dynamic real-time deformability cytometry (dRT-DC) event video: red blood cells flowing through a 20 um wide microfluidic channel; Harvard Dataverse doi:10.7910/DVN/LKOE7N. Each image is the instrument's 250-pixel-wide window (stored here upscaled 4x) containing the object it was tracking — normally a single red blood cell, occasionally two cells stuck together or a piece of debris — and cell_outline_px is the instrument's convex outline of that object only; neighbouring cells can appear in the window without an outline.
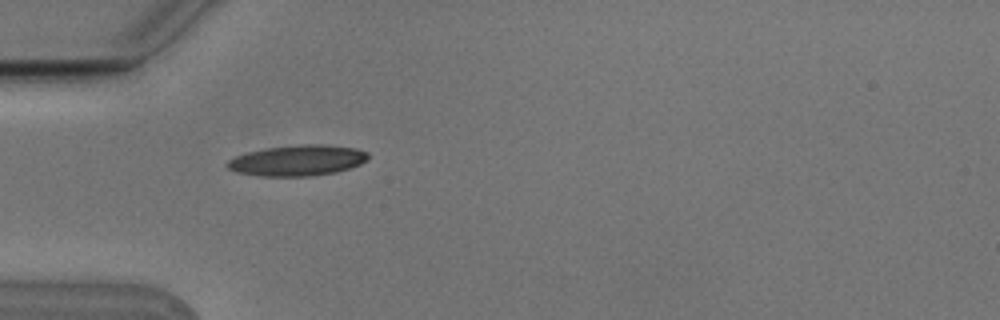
{"species": "Egyptian fruit bat (a non-hibernating species)", "species_latin": "Rousettus aegyptiacus", "temperature_condition": "cold", "stored_images_in_passage": 4, "camera_frame_rate_fps": 3000, "um_per_image_px": 0.085, "animal": {"sex": "male"}, "frame": {"image": 1, "passage_image": 1, "time_ms": 0.0, "image_size_px": [1000, 320], "cell_outline_px": [[368, 160], [360, 164], [336, 172], [312, 176], [264, 176], [236, 172], [228, 168], [224, 164], [228, 160], [236, 156], [248, 152], [264, 148], [300, 144], [324, 144], [356, 148], [368, 152]], "centroid_in_image_um": [25.29, 13.63], "position_along_channel_um": 59.7, "area_um2": 25.32}}
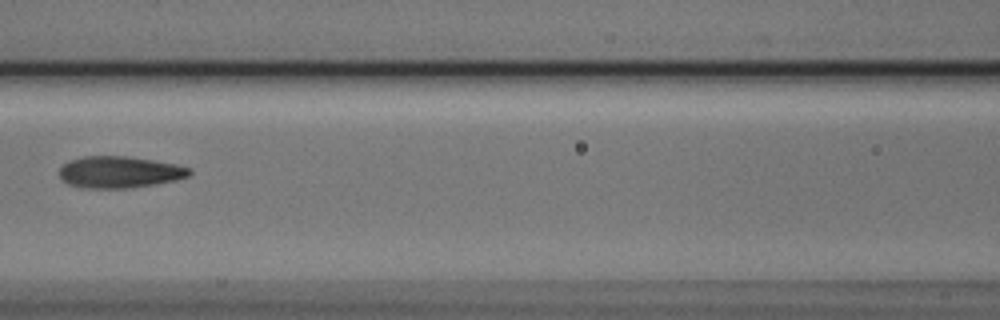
{"frame": {"image": 2, "passage_image": 3, "time_ms": 0.667, "image_size_px": [1000, 320], "cell_outline_px": [[192, 172], [188, 176], [176, 180], [156, 184], [124, 188], [88, 188], [68, 184], [60, 176], [60, 168], [68, 160], [84, 156], [124, 156], [152, 160], [176, 164], [188, 168]], "centroid_in_image_um": [10.15, 14.62], "position_along_channel_um": 156.5, "area_um2": 23.76}}
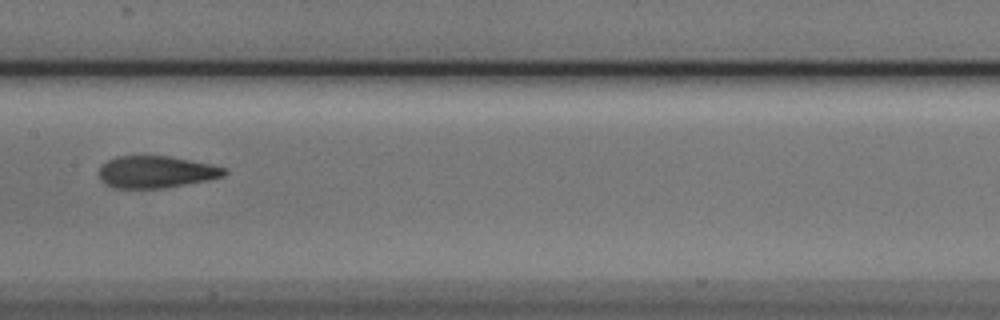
{"frame": {"image": 3, "passage_image": 4, "time_ms": 1.0, "image_size_px": [1000, 320], "cell_outline_px": [[228, 172], [224, 176], [208, 180], [164, 188], [116, 188], [100, 180], [100, 168], [108, 160], [116, 156], [172, 156], [212, 164], [228, 168]], "centroid_in_image_um": [13.33, 14.6], "position_along_channel_um": 194.1, "area_um2": 23.41}}